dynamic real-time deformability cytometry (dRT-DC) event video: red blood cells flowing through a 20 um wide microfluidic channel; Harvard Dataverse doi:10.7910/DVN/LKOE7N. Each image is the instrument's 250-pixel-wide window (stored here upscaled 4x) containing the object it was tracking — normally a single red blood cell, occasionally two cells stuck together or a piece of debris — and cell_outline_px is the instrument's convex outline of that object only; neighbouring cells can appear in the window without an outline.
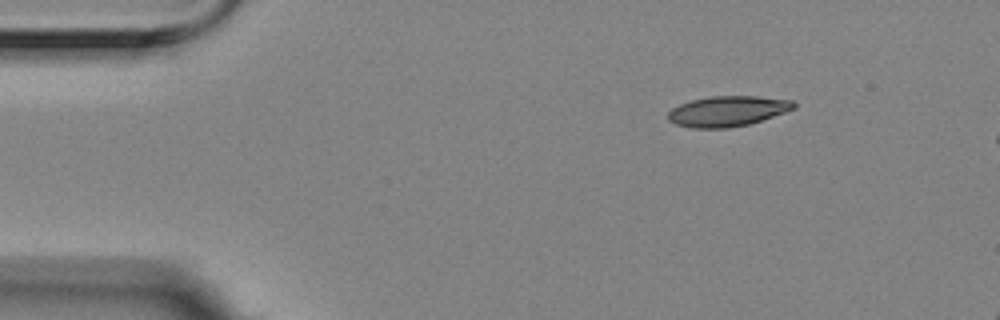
{"species": "Egyptian fruit bat (a non-hibernating species)", "species_latin": "Rousettus aegyptiacus", "temperature_condition": "room temperature", "stored_images_in_passage": 3, "camera_frame_rate_fps": 3000, "um_per_image_px": 0.085, "animal": {"sex": "female"}, "frame": {"image": 1, "passage_image": 1, "time_ms": 0.0, "image_size_px": [1000, 320], "cell_outline_px": [[796, 108], [748, 124], [728, 128], [692, 128], [676, 124], [668, 120], [668, 112], [672, 108], [680, 104], [692, 100], [708, 96], [756, 96], [792, 100], [796, 104]], "centroid_in_image_um": [61.82, 9.44], "position_along_channel_um": 23.2, "area_um2": 22.14}}